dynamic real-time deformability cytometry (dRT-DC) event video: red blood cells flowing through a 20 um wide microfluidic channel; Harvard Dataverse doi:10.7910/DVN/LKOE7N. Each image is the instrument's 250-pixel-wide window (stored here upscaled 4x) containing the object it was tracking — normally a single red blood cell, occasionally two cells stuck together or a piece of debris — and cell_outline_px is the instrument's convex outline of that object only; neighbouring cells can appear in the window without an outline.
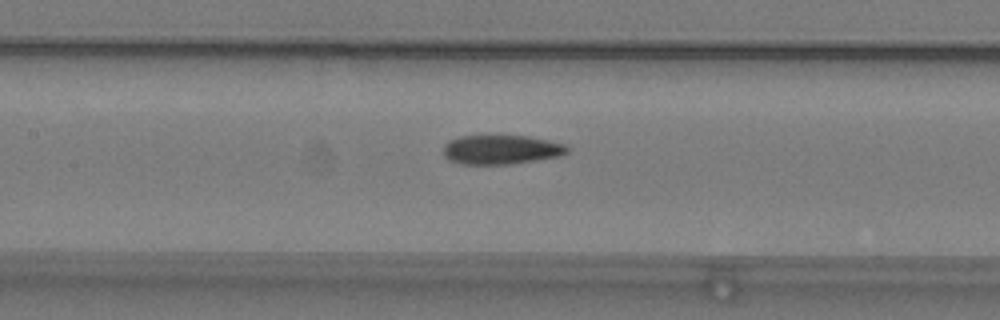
{"species": "common noctule bat (a hibernating species)", "species_latin": "Nyctalus noctula", "temperature_condition": "warm", "stored_images_in_passage": 33, "camera_frame_rate_fps": 3000, "um_per_image_px": 0.085, "animal": {"sex": "male", "body_mass_g": 19.2, "forearm_length_mm": 51.8}, "frame": {"image": 1, "passage_image": 15, "time_ms": 4.667, "image_size_px": [1000, 320], "cell_outline_px": [[568, 152], [560, 156], [512, 164], [460, 164], [448, 160], [444, 156], [444, 144], [448, 140], [460, 136], [528, 136], [548, 140], [564, 144], [568, 148]], "centroid_in_image_um": [42.57, 12.72], "position_along_channel_um": 164.8, "area_um2": 21.15}}
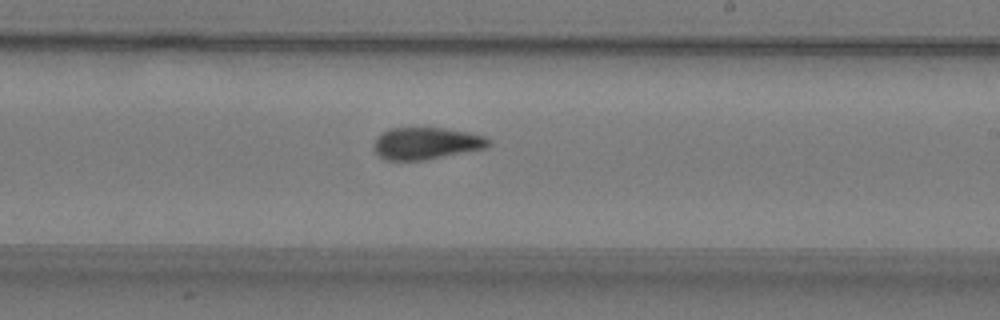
{"frame": {"image": 2, "passage_image": 22, "time_ms": 7.0, "image_size_px": [1000, 320], "cell_outline_px": [[492, 144], [484, 148], [424, 160], [384, 160], [372, 148], [372, 144], [388, 128], [444, 128], [468, 132], [484, 136], [492, 140]], "centroid_in_image_um": [36.23, 12.18], "position_along_channel_um": 252.8, "area_um2": 21.27}}
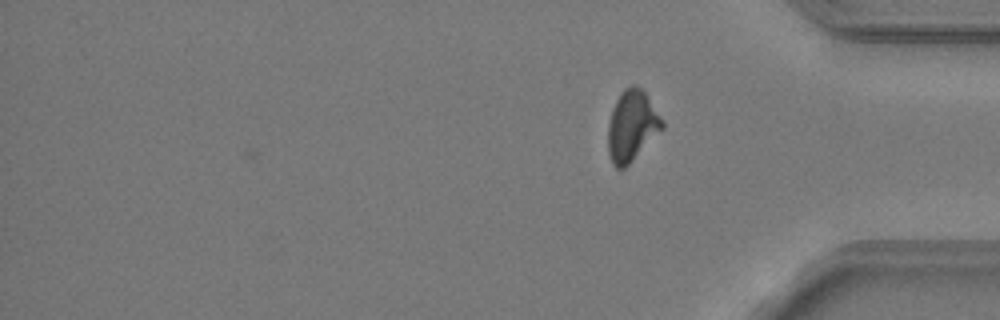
{"frame": {"image": 3, "passage_image": 33, "time_ms": 10.667, "image_size_px": [1000, 320], "cell_outline_px": [[664, 128], [624, 168], [616, 168], [612, 164], [608, 152], [608, 124], [612, 108], [620, 92], [624, 88], [632, 84], [636, 84], [644, 92], [664, 120]], "centroid_in_image_um": [53.7, 10.67], "position_along_channel_um": 381.5, "area_um2": 22.31}, "authors_computed_cell_mechanics": {"area_um2": 21.964, "velocity_mm_per_s": 3.7836, "shape_relaxation_time_tau1_ms": null, "shape_relaxation_time_tau2_ms": 1.8803, "deformation_change_tau1": null, "deformation_change_tau2": 0.0745}}